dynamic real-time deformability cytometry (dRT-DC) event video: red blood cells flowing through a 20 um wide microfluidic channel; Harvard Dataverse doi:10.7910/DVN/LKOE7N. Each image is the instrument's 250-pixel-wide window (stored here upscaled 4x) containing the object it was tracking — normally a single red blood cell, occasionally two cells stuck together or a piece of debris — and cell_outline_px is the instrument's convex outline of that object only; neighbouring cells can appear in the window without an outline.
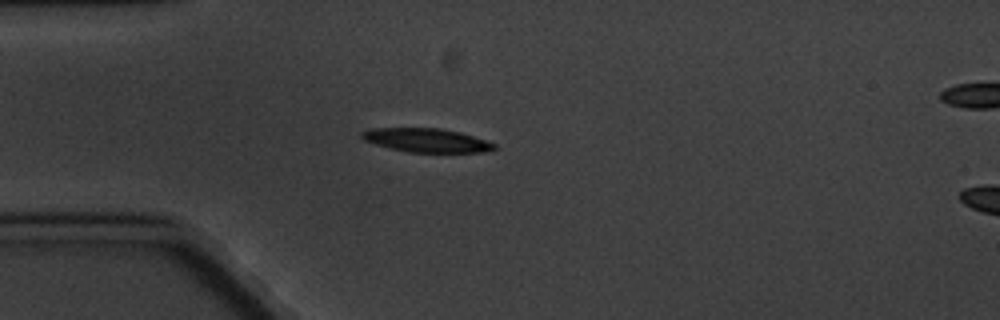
{"species": "common noctule bat (a hibernating species)", "species_latin": "Nyctalus noctula", "temperature_condition": "cold", "stored_images_in_passage": 7, "camera_frame_rate_fps": 3000, "um_per_image_px": 0.085, "animal": {"sex": "male", "body_mass_g": 20.1, "forearm_length_mm": 53.5}, "frame": {"image": 1, "passage_image": 4, "time_ms": 3.667, "image_size_px": [1000, 320], "cell_outline_px": [[496, 148], [484, 152], [408, 152], [376, 144], [364, 140], [360, 136], [360, 132], [368, 128], [440, 128], [460, 132], [496, 144]], "centroid_in_image_um": [36.22, 11.91], "position_along_channel_um": 48.8, "area_um2": 18.21}}